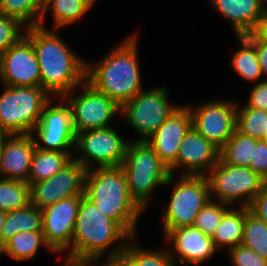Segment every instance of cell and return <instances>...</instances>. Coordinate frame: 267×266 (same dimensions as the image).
Here are the masks:
<instances>
[{
	"mask_svg": "<svg viewBox=\"0 0 267 266\" xmlns=\"http://www.w3.org/2000/svg\"><path fill=\"white\" fill-rule=\"evenodd\" d=\"M84 194L106 217L118 222L132 237L143 208L129 192L123 169L98 167L88 169Z\"/></svg>",
	"mask_w": 267,
	"mask_h": 266,
	"instance_id": "cell-3",
	"label": "cell"
},
{
	"mask_svg": "<svg viewBox=\"0 0 267 266\" xmlns=\"http://www.w3.org/2000/svg\"><path fill=\"white\" fill-rule=\"evenodd\" d=\"M219 152L218 147L192 127L184 136L176 161L168 168L169 172L173 175V170L183 166L189 170L183 175L205 176V172L219 161Z\"/></svg>",
	"mask_w": 267,
	"mask_h": 266,
	"instance_id": "cell-18",
	"label": "cell"
},
{
	"mask_svg": "<svg viewBox=\"0 0 267 266\" xmlns=\"http://www.w3.org/2000/svg\"><path fill=\"white\" fill-rule=\"evenodd\" d=\"M4 139H5V134L0 133V152H1V146L3 144Z\"/></svg>",
	"mask_w": 267,
	"mask_h": 266,
	"instance_id": "cell-45",
	"label": "cell"
},
{
	"mask_svg": "<svg viewBox=\"0 0 267 266\" xmlns=\"http://www.w3.org/2000/svg\"><path fill=\"white\" fill-rule=\"evenodd\" d=\"M165 236L174 243L173 249L179 254L181 264H199L210 259L216 251L212 237L194 225L170 229Z\"/></svg>",
	"mask_w": 267,
	"mask_h": 266,
	"instance_id": "cell-20",
	"label": "cell"
},
{
	"mask_svg": "<svg viewBox=\"0 0 267 266\" xmlns=\"http://www.w3.org/2000/svg\"><path fill=\"white\" fill-rule=\"evenodd\" d=\"M224 203H208L199 211L194 226L200 229L205 235L213 237L224 213L228 210Z\"/></svg>",
	"mask_w": 267,
	"mask_h": 266,
	"instance_id": "cell-34",
	"label": "cell"
},
{
	"mask_svg": "<svg viewBox=\"0 0 267 266\" xmlns=\"http://www.w3.org/2000/svg\"><path fill=\"white\" fill-rule=\"evenodd\" d=\"M244 37L256 48L258 62L263 75L267 76V45L259 42L252 34L245 35Z\"/></svg>",
	"mask_w": 267,
	"mask_h": 266,
	"instance_id": "cell-41",
	"label": "cell"
},
{
	"mask_svg": "<svg viewBox=\"0 0 267 266\" xmlns=\"http://www.w3.org/2000/svg\"><path fill=\"white\" fill-rule=\"evenodd\" d=\"M245 222V207L240 209H228L212 239L216 249L226 247L229 250L241 245L243 238V226Z\"/></svg>",
	"mask_w": 267,
	"mask_h": 266,
	"instance_id": "cell-23",
	"label": "cell"
},
{
	"mask_svg": "<svg viewBox=\"0 0 267 266\" xmlns=\"http://www.w3.org/2000/svg\"><path fill=\"white\" fill-rule=\"evenodd\" d=\"M66 260L67 261H65V266H89L90 263L93 264L94 262V261H88V260H76V259H71V258H67ZM90 266H93V265H90Z\"/></svg>",
	"mask_w": 267,
	"mask_h": 266,
	"instance_id": "cell-43",
	"label": "cell"
},
{
	"mask_svg": "<svg viewBox=\"0 0 267 266\" xmlns=\"http://www.w3.org/2000/svg\"><path fill=\"white\" fill-rule=\"evenodd\" d=\"M120 167L125 173L131 196L143 209L155 186L169 185L174 179L146 141L129 142Z\"/></svg>",
	"mask_w": 267,
	"mask_h": 266,
	"instance_id": "cell-5",
	"label": "cell"
},
{
	"mask_svg": "<svg viewBox=\"0 0 267 266\" xmlns=\"http://www.w3.org/2000/svg\"><path fill=\"white\" fill-rule=\"evenodd\" d=\"M241 244L267 259V224L245 207V222Z\"/></svg>",
	"mask_w": 267,
	"mask_h": 266,
	"instance_id": "cell-29",
	"label": "cell"
},
{
	"mask_svg": "<svg viewBox=\"0 0 267 266\" xmlns=\"http://www.w3.org/2000/svg\"><path fill=\"white\" fill-rule=\"evenodd\" d=\"M249 209L267 224V183L251 202Z\"/></svg>",
	"mask_w": 267,
	"mask_h": 266,
	"instance_id": "cell-39",
	"label": "cell"
},
{
	"mask_svg": "<svg viewBox=\"0 0 267 266\" xmlns=\"http://www.w3.org/2000/svg\"><path fill=\"white\" fill-rule=\"evenodd\" d=\"M189 108L192 127L221 149L236 130L237 104L227 101H213Z\"/></svg>",
	"mask_w": 267,
	"mask_h": 266,
	"instance_id": "cell-13",
	"label": "cell"
},
{
	"mask_svg": "<svg viewBox=\"0 0 267 266\" xmlns=\"http://www.w3.org/2000/svg\"><path fill=\"white\" fill-rule=\"evenodd\" d=\"M0 96V133L32 134L44 106L51 100L41 87L5 86Z\"/></svg>",
	"mask_w": 267,
	"mask_h": 266,
	"instance_id": "cell-6",
	"label": "cell"
},
{
	"mask_svg": "<svg viewBox=\"0 0 267 266\" xmlns=\"http://www.w3.org/2000/svg\"><path fill=\"white\" fill-rule=\"evenodd\" d=\"M236 113V130L243 135L263 140L267 131V111L247 107L238 108Z\"/></svg>",
	"mask_w": 267,
	"mask_h": 266,
	"instance_id": "cell-30",
	"label": "cell"
},
{
	"mask_svg": "<svg viewBox=\"0 0 267 266\" xmlns=\"http://www.w3.org/2000/svg\"><path fill=\"white\" fill-rule=\"evenodd\" d=\"M124 252L133 260L135 266H176L173 255L168 250L147 251L138 245L128 244Z\"/></svg>",
	"mask_w": 267,
	"mask_h": 266,
	"instance_id": "cell-33",
	"label": "cell"
},
{
	"mask_svg": "<svg viewBox=\"0 0 267 266\" xmlns=\"http://www.w3.org/2000/svg\"><path fill=\"white\" fill-rule=\"evenodd\" d=\"M6 215H7L6 211L0 210V253H1L2 249H3V232H2V228H3V225H4L5 220H6Z\"/></svg>",
	"mask_w": 267,
	"mask_h": 266,
	"instance_id": "cell-44",
	"label": "cell"
},
{
	"mask_svg": "<svg viewBox=\"0 0 267 266\" xmlns=\"http://www.w3.org/2000/svg\"><path fill=\"white\" fill-rule=\"evenodd\" d=\"M132 236L116 221L106 217L85 195L76 217L72 247L67 258L97 261L119 239Z\"/></svg>",
	"mask_w": 267,
	"mask_h": 266,
	"instance_id": "cell-4",
	"label": "cell"
},
{
	"mask_svg": "<svg viewBox=\"0 0 267 266\" xmlns=\"http://www.w3.org/2000/svg\"><path fill=\"white\" fill-rule=\"evenodd\" d=\"M191 128L192 116L189 108L180 106L146 142L169 168L176 161L180 144Z\"/></svg>",
	"mask_w": 267,
	"mask_h": 266,
	"instance_id": "cell-17",
	"label": "cell"
},
{
	"mask_svg": "<svg viewBox=\"0 0 267 266\" xmlns=\"http://www.w3.org/2000/svg\"><path fill=\"white\" fill-rule=\"evenodd\" d=\"M137 55L133 34L101 62L86 64V81L121 107L142 91Z\"/></svg>",
	"mask_w": 267,
	"mask_h": 266,
	"instance_id": "cell-2",
	"label": "cell"
},
{
	"mask_svg": "<svg viewBox=\"0 0 267 266\" xmlns=\"http://www.w3.org/2000/svg\"><path fill=\"white\" fill-rule=\"evenodd\" d=\"M20 231H42V210L28 204L24 208L7 212L2 228L3 248L5 243Z\"/></svg>",
	"mask_w": 267,
	"mask_h": 266,
	"instance_id": "cell-24",
	"label": "cell"
},
{
	"mask_svg": "<svg viewBox=\"0 0 267 266\" xmlns=\"http://www.w3.org/2000/svg\"><path fill=\"white\" fill-rule=\"evenodd\" d=\"M44 8L43 0H0V13L15 18L21 24L29 21L27 28L39 26Z\"/></svg>",
	"mask_w": 267,
	"mask_h": 266,
	"instance_id": "cell-28",
	"label": "cell"
},
{
	"mask_svg": "<svg viewBox=\"0 0 267 266\" xmlns=\"http://www.w3.org/2000/svg\"><path fill=\"white\" fill-rule=\"evenodd\" d=\"M69 152H58L35 148L27 183L29 185L49 179L61 171L72 158Z\"/></svg>",
	"mask_w": 267,
	"mask_h": 266,
	"instance_id": "cell-22",
	"label": "cell"
},
{
	"mask_svg": "<svg viewBox=\"0 0 267 266\" xmlns=\"http://www.w3.org/2000/svg\"><path fill=\"white\" fill-rule=\"evenodd\" d=\"M257 141L235 130L220 149L219 159L225 164L249 167Z\"/></svg>",
	"mask_w": 267,
	"mask_h": 266,
	"instance_id": "cell-25",
	"label": "cell"
},
{
	"mask_svg": "<svg viewBox=\"0 0 267 266\" xmlns=\"http://www.w3.org/2000/svg\"><path fill=\"white\" fill-rule=\"evenodd\" d=\"M165 87L149 91L139 92L131 100L121 106V113L127 122L135 129L142 138L139 141H146L151 137L160 125L180 106L168 103Z\"/></svg>",
	"mask_w": 267,
	"mask_h": 266,
	"instance_id": "cell-9",
	"label": "cell"
},
{
	"mask_svg": "<svg viewBox=\"0 0 267 266\" xmlns=\"http://www.w3.org/2000/svg\"><path fill=\"white\" fill-rule=\"evenodd\" d=\"M128 143L112 127L76 133L74 147L84 153L75 160L87 170L91 169L92 160L98 167H117L123 162Z\"/></svg>",
	"mask_w": 267,
	"mask_h": 266,
	"instance_id": "cell-11",
	"label": "cell"
},
{
	"mask_svg": "<svg viewBox=\"0 0 267 266\" xmlns=\"http://www.w3.org/2000/svg\"><path fill=\"white\" fill-rule=\"evenodd\" d=\"M0 77L4 86H41L38 59L25 36L0 55Z\"/></svg>",
	"mask_w": 267,
	"mask_h": 266,
	"instance_id": "cell-15",
	"label": "cell"
},
{
	"mask_svg": "<svg viewBox=\"0 0 267 266\" xmlns=\"http://www.w3.org/2000/svg\"><path fill=\"white\" fill-rule=\"evenodd\" d=\"M84 84V90L79 96L62 97L70 107L75 133L111 127L108 123L121 111V107L87 81Z\"/></svg>",
	"mask_w": 267,
	"mask_h": 266,
	"instance_id": "cell-10",
	"label": "cell"
},
{
	"mask_svg": "<svg viewBox=\"0 0 267 266\" xmlns=\"http://www.w3.org/2000/svg\"><path fill=\"white\" fill-rule=\"evenodd\" d=\"M84 195L60 200L42 209V232L47 246L61 252L72 245L76 217Z\"/></svg>",
	"mask_w": 267,
	"mask_h": 266,
	"instance_id": "cell-14",
	"label": "cell"
},
{
	"mask_svg": "<svg viewBox=\"0 0 267 266\" xmlns=\"http://www.w3.org/2000/svg\"><path fill=\"white\" fill-rule=\"evenodd\" d=\"M22 26L15 18L0 13V55L24 36L19 34Z\"/></svg>",
	"mask_w": 267,
	"mask_h": 266,
	"instance_id": "cell-35",
	"label": "cell"
},
{
	"mask_svg": "<svg viewBox=\"0 0 267 266\" xmlns=\"http://www.w3.org/2000/svg\"><path fill=\"white\" fill-rule=\"evenodd\" d=\"M181 177L162 216L165 234L170 229L194 225L199 211L210 201L211 194L206 175Z\"/></svg>",
	"mask_w": 267,
	"mask_h": 266,
	"instance_id": "cell-7",
	"label": "cell"
},
{
	"mask_svg": "<svg viewBox=\"0 0 267 266\" xmlns=\"http://www.w3.org/2000/svg\"><path fill=\"white\" fill-rule=\"evenodd\" d=\"M214 8L230 19L237 36L251 34L266 10L257 0H210Z\"/></svg>",
	"mask_w": 267,
	"mask_h": 266,
	"instance_id": "cell-21",
	"label": "cell"
},
{
	"mask_svg": "<svg viewBox=\"0 0 267 266\" xmlns=\"http://www.w3.org/2000/svg\"><path fill=\"white\" fill-rule=\"evenodd\" d=\"M96 0H48L39 23L44 28L46 11L52 10L56 28L76 22L93 6Z\"/></svg>",
	"mask_w": 267,
	"mask_h": 266,
	"instance_id": "cell-26",
	"label": "cell"
},
{
	"mask_svg": "<svg viewBox=\"0 0 267 266\" xmlns=\"http://www.w3.org/2000/svg\"><path fill=\"white\" fill-rule=\"evenodd\" d=\"M26 30L24 36L32 43L38 59L41 87L49 95L62 99L86 81L87 63L69 50L57 34L40 26Z\"/></svg>",
	"mask_w": 267,
	"mask_h": 266,
	"instance_id": "cell-1",
	"label": "cell"
},
{
	"mask_svg": "<svg viewBox=\"0 0 267 266\" xmlns=\"http://www.w3.org/2000/svg\"><path fill=\"white\" fill-rule=\"evenodd\" d=\"M259 42L267 45V11L251 33Z\"/></svg>",
	"mask_w": 267,
	"mask_h": 266,
	"instance_id": "cell-42",
	"label": "cell"
},
{
	"mask_svg": "<svg viewBox=\"0 0 267 266\" xmlns=\"http://www.w3.org/2000/svg\"><path fill=\"white\" fill-rule=\"evenodd\" d=\"M246 106L267 111V80L254 86Z\"/></svg>",
	"mask_w": 267,
	"mask_h": 266,
	"instance_id": "cell-38",
	"label": "cell"
},
{
	"mask_svg": "<svg viewBox=\"0 0 267 266\" xmlns=\"http://www.w3.org/2000/svg\"><path fill=\"white\" fill-rule=\"evenodd\" d=\"M263 140L267 143V131L265 132Z\"/></svg>",
	"mask_w": 267,
	"mask_h": 266,
	"instance_id": "cell-47",
	"label": "cell"
},
{
	"mask_svg": "<svg viewBox=\"0 0 267 266\" xmlns=\"http://www.w3.org/2000/svg\"><path fill=\"white\" fill-rule=\"evenodd\" d=\"M126 244L117 245L113 248L109 261L104 266H135L133 260L124 252Z\"/></svg>",
	"mask_w": 267,
	"mask_h": 266,
	"instance_id": "cell-40",
	"label": "cell"
},
{
	"mask_svg": "<svg viewBox=\"0 0 267 266\" xmlns=\"http://www.w3.org/2000/svg\"><path fill=\"white\" fill-rule=\"evenodd\" d=\"M40 245H44L48 250L52 251L46 244L42 231L35 232H18L10 240H8L0 254H8L14 260H29L38 252Z\"/></svg>",
	"mask_w": 267,
	"mask_h": 266,
	"instance_id": "cell-27",
	"label": "cell"
},
{
	"mask_svg": "<svg viewBox=\"0 0 267 266\" xmlns=\"http://www.w3.org/2000/svg\"><path fill=\"white\" fill-rule=\"evenodd\" d=\"M35 148L32 134H5L0 152V173L6 176L2 178L27 183Z\"/></svg>",
	"mask_w": 267,
	"mask_h": 266,
	"instance_id": "cell-19",
	"label": "cell"
},
{
	"mask_svg": "<svg viewBox=\"0 0 267 266\" xmlns=\"http://www.w3.org/2000/svg\"><path fill=\"white\" fill-rule=\"evenodd\" d=\"M30 204L29 184L7 178L0 179V210L9 212Z\"/></svg>",
	"mask_w": 267,
	"mask_h": 266,
	"instance_id": "cell-31",
	"label": "cell"
},
{
	"mask_svg": "<svg viewBox=\"0 0 267 266\" xmlns=\"http://www.w3.org/2000/svg\"><path fill=\"white\" fill-rule=\"evenodd\" d=\"M238 39L242 48L233 55L232 65L247 81L258 80L263 72L258 62L256 48L244 36H238Z\"/></svg>",
	"mask_w": 267,
	"mask_h": 266,
	"instance_id": "cell-32",
	"label": "cell"
},
{
	"mask_svg": "<svg viewBox=\"0 0 267 266\" xmlns=\"http://www.w3.org/2000/svg\"><path fill=\"white\" fill-rule=\"evenodd\" d=\"M249 168L267 182V143L264 140L257 141Z\"/></svg>",
	"mask_w": 267,
	"mask_h": 266,
	"instance_id": "cell-37",
	"label": "cell"
},
{
	"mask_svg": "<svg viewBox=\"0 0 267 266\" xmlns=\"http://www.w3.org/2000/svg\"><path fill=\"white\" fill-rule=\"evenodd\" d=\"M210 172L206 176L210 194H216L220 203L227 205L242 197L246 198L243 207H249L267 183L249 167L225 164L220 159Z\"/></svg>",
	"mask_w": 267,
	"mask_h": 266,
	"instance_id": "cell-8",
	"label": "cell"
},
{
	"mask_svg": "<svg viewBox=\"0 0 267 266\" xmlns=\"http://www.w3.org/2000/svg\"><path fill=\"white\" fill-rule=\"evenodd\" d=\"M86 171L80 162L71 160L49 179L29 185L30 204L42 210L60 200L85 195Z\"/></svg>",
	"mask_w": 267,
	"mask_h": 266,
	"instance_id": "cell-12",
	"label": "cell"
},
{
	"mask_svg": "<svg viewBox=\"0 0 267 266\" xmlns=\"http://www.w3.org/2000/svg\"><path fill=\"white\" fill-rule=\"evenodd\" d=\"M50 102L44 106L41 118L33 129L45 146L34 138L35 146L42 150L69 152L67 149L75 146L76 137L70 107L67 102L66 105L50 107Z\"/></svg>",
	"mask_w": 267,
	"mask_h": 266,
	"instance_id": "cell-16",
	"label": "cell"
},
{
	"mask_svg": "<svg viewBox=\"0 0 267 266\" xmlns=\"http://www.w3.org/2000/svg\"><path fill=\"white\" fill-rule=\"evenodd\" d=\"M259 2V4L263 7V9H265L267 11V7H265V2H267V0H257Z\"/></svg>",
	"mask_w": 267,
	"mask_h": 266,
	"instance_id": "cell-46",
	"label": "cell"
},
{
	"mask_svg": "<svg viewBox=\"0 0 267 266\" xmlns=\"http://www.w3.org/2000/svg\"><path fill=\"white\" fill-rule=\"evenodd\" d=\"M229 253L233 266H267V259L242 244L231 249Z\"/></svg>",
	"mask_w": 267,
	"mask_h": 266,
	"instance_id": "cell-36",
	"label": "cell"
}]
</instances>
